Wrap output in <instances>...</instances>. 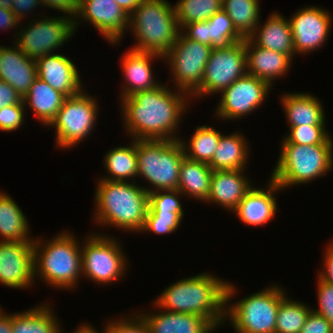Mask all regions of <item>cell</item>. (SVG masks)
<instances>
[{"label": "cell", "mask_w": 333, "mask_h": 333, "mask_svg": "<svg viewBox=\"0 0 333 333\" xmlns=\"http://www.w3.org/2000/svg\"><path fill=\"white\" fill-rule=\"evenodd\" d=\"M20 22L11 10L0 6V30L14 29Z\"/></svg>", "instance_id": "f907efd6"}, {"label": "cell", "mask_w": 333, "mask_h": 333, "mask_svg": "<svg viewBox=\"0 0 333 333\" xmlns=\"http://www.w3.org/2000/svg\"><path fill=\"white\" fill-rule=\"evenodd\" d=\"M264 188L253 186L240 201L233 214L248 226H265L277 213L276 194L282 188L271 178Z\"/></svg>", "instance_id": "d6986e66"}, {"label": "cell", "mask_w": 333, "mask_h": 333, "mask_svg": "<svg viewBox=\"0 0 333 333\" xmlns=\"http://www.w3.org/2000/svg\"><path fill=\"white\" fill-rule=\"evenodd\" d=\"M42 239L36 237L33 243L35 281L40 278L63 291L77 287L82 277V244L66 230L52 239Z\"/></svg>", "instance_id": "277c9868"}, {"label": "cell", "mask_w": 333, "mask_h": 333, "mask_svg": "<svg viewBox=\"0 0 333 333\" xmlns=\"http://www.w3.org/2000/svg\"><path fill=\"white\" fill-rule=\"evenodd\" d=\"M83 89L69 96L47 127L55 128V142L59 149H70L79 145L95 128L99 116L98 102ZM87 92V93H86Z\"/></svg>", "instance_id": "30bf717a"}, {"label": "cell", "mask_w": 333, "mask_h": 333, "mask_svg": "<svg viewBox=\"0 0 333 333\" xmlns=\"http://www.w3.org/2000/svg\"><path fill=\"white\" fill-rule=\"evenodd\" d=\"M27 22V26L20 23L17 27L14 43L31 59L56 53L59 47L68 43L69 38L75 35L74 19L65 16H43ZM20 28V29H19ZM22 28V29H21ZM20 30V31H19ZM16 40V41H15Z\"/></svg>", "instance_id": "8fae6325"}, {"label": "cell", "mask_w": 333, "mask_h": 333, "mask_svg": "<svg viewBox=\"0 0 333 333\" xmlns=\"http://www.w3.org/2000/svg\"><path fill=\"white\" fill-rule=\"evenodd\" d=\"M93 327L94 326H92L91 323L90 324L84 323L78 326L76 330L74 329V332L72 333H101V331L98 332V330ZM60 333H63L62 329L60 330Z\"/></svg>", "instance_id": "db71d44e"}, {"label": "cell", "mask_w": 333, "mask_h": 333, "mask_svg": "<svg viewBox=\"0 0 333 333\" xmlns=\"http://www.w3.org/2000/svg\"><path fill=\"white\" fill-rule=\"evenodd\" d=\"M80 18L83 22H90L114 46L123 39L125 31H130L129 14L115 0H79L77 14L73 18L75 32L81 24Z\"/></svg>", "instance_id": "9a60e30c"}, {"label": "cell", "mask_w": 333, "mask_h": 333, "mask_svg": "<svg viewBox=\"0 0 333 333\" xmlns=\"http://www.w3.org/2000/svg\"><path fill=\"white\" fill-rule=\"evenodd\" d=\"M140 315L147 322L151 333H212L216 329L202 316L165 311L144 312Z\"/></svg>", "instance_id": "cb8c5ba5"}, {"label": "cell", "mask_w": 333, "mask_h": 333, "mask_svg": "<svg viewBox=\"0 0 333 333\" xmlns=\"http://www.w3.org/2000/svg\"><path fill=\"white\" fill-rule=\"evenodd\" d=\"M22 101L21 96L8 83L0 80V109L11 105L19 104Z\"/></svg>", "instance_id": "681fc988"}, {"label": "cell", "mask_w": 333, "mask_h": 333, "mask_svg": "<svg viewBox=\"0 0 333 333\" xmlns=\"http://www.w3.org/2000/svg\"><path fill=\"white\" fill-rule=\"evenodd\" d=\"M130 182L98 179L94 193V222L125 232H141L149 208V193Z\"/></svg>", "instance_id": "3957f363"}, {"label": "cell", "mask_w": 333, "mask_h": 333, "mask_svg": "<svg viewBox=\"0 0 333 333\" xmlns=\"http://www.w3.org/2000/svg\"><path fill=\"white\" fill-rule=\"evenodd\" d=\"M30 224L8 193L0 191V237L1 241H30Z\"/></svg>", "instance_id": "1f68e13d"}, {"label": "cell", "mask_w": 333, "mask_h": 333, "mask_svg": "<svg viewBox=\"0 0 333 333\" xmlns=\"http://www.w3.org/2000/svg\"><path fill=\"white\" fill-rule=\"evenodd\" d=\"M49 303L12 313V333H60L61 325Z\"/></svg>", "instance_id": "f546056e"}, {"label": "cell", "mask_w": 333, "mask_h": 333, "mask_svg": "<svg viewBox=\"0 0 333 333\" xmlns=\"http://www.w3.org/2000/svg\"><path fill=\"white\" fill-rule=\"evenodd\" d=\"M279 12H272L261 25V20L249 39L256 45L268 50H273L294 59L295 49L290 22Z\"/></svg>", "instance_id": "d4e9b609"}, {"label": "cell", "mask_w": 333, "mask_h": 333, "mask_svg": "<svg viewBox=\"0 0 333 333\" xmlns=\"http://www.w3.org/2000/svg\"><path fill=\"white\" fill-rule=\"evenodd\" d=\"M130 316L109 320L102 331L104 333H151L147 322L140 314L135 313Z\"/></svg>", "instance_id": "60d3db41"}, {"label": "cell", "mask_w": 333, "mask_h": 333, "mask_svg": "<svg viewBox=\"0 0 333 333\" xmlns=\"http://www.w3.org/2000/svg\"><path fill=\"white\" fill-rule=\"evenodd\" d=\"M323 259V267L318 271V278L333 286V240L327 244Z\"/></svg>", "instance_id": "7dc6e473"}, {"label": "cell", "mask_w": 333, "mask_h": 333, "mask_svg": "<svg viewBox=\"0 0 333 333\" xmlns=\"http://www.w3.org/2000/svg\"><path fill=\"white\" fill-rule=\"evenodd\" d=\"M104 168L107 171L106 176L100 179L109 181L130 182L132 179L137 178L138 162L136 154V140L132 139L129 146H118L110 149L104 154L103 160Z\"/></svg>", "instance_id": "4dcf8cb0"}, {"label": "cell", "mask_w": 333, "mask_h": 333, "mask_svg": "<svg viewBox=\"0 0 333 333\" xmlns=\"http://www.w3.org/2000/svg\"><path fill=\"white\" fill-rule=\"evenodd\" d=\"M43 6L49 7L54 10H59L60 13H65L64 15L74 18L77 14L79 0H41Z\"/></svg>", "instance_id": "bcb514c9"}, {"label": "cell", "mask_w": 333, "mask_h": 333, "mask_svg": "<svg viewBox=\"0 0 333 333\" xmlns=\"http://www.w3.org/2000/svg\"><path fill=\"white\" fill-rule=\"evenodd\" d=\"M289 133L283 137L282 143L297 145L333 144L326 125L288 126Z\"/></svg>", "instance_id": "74e56055"}, {"label": "cell", "mask_w": 333, "mask_h": 333, "mask_svg": "<svg viewBox=\"0 0 333 333\" xmlns=\"http://www.w3.org/2000/svg\"><path fill=\"white\" fill-rule=\"evenodd\" d=\"M227 282L207 272L182 278L167 286L153 307L202 316L217 329L226 324Z\"/></svg>", "instance_id": "7a4b0ae2"}, {"label": "cell", "mask_w": 333, "mask_h": 333, "mask_svg": "<svg viewBox=\"0 0 333 333\" xmlns=\"http://www.w3.org/2000/svg\"><path fill=\"white\" fill-rule=\"evenodd\" d=\"M247 73L267 81L273 86L274 80L287 75L293 59L286 54L256 46L249 38L244 39Z\"/></svg>", "instance_id": "603a6c76"}, {"label": "cell", "mask_w": 333, "mask_h": 333, "mask_svg": "<svg viewBox=\"0 0 333 333\" xmlns=\"http://www.w3.org/2000/svg\"><path fill=\"white\" fill-rule=\"evenodd\" d=\"M271 179L282 191L306 184L333 170V144L297 145L281 143Z\"/></svg>", "instance_id": "52a82bcc"}, {"label": "cell", "mask_w": 333, "mask_h": 333, "mask_svg": "<svg viewBox=\"0 0 333 333\" xmlns=\"http://www.w3.org/2000/svg\"><path fill=\"white\" fill-rule=\"evenodd\" d=\"M183 194L177 190H159L149 193V209L152 212L184 213L180 197Z\"/></svg>", "instance_id": "ab89813d"}, {"label": "cell", "mask_w": 333, "mask_h": 333, "mask_svg": "<svg viewBox=\"0 0 333 333\" xmlns=\"http://www.w3.org/2000/svg\"><path fill=\"white\" fill-rule=\"evenodd\" d=\"M66 98L65 94L37 77L22 100L25 107L32 109L34 117L38 118L42 125L48 126Z\"/></svg>", "instance_id": "4316f807"}, {"label": "cell", "mask_w": 333, "mask_h": 333, "mask_svg": "<svg viewBox=\"0 0 333 333\" xmlns=\"http://www.w3.org/2000/svg\"><path fill=\"white\" fill-rule=\"evenodd\" d=\"M181 33L189 40L210 46L209 21H197L186 24Z\"/></svg>", "instance_id": "ee69618b"}, {"label": "cell", "mask_w": 333, "mask_h": 333, "mask_svg": "<svg viewBox=\"0 0 333 333\" xmlns=\"http://www.w3.org/2000/svg\"><path fill=\"white\" fill-rule=\"evenodd\" d=\"M222 133L212 126H197L193 135L187 141L180 138L185 157L198 162L209 163L218 147Z\"/></svg>", "instance_id": "836d02e7"}, {"label": "cell", "mask_w": 333, "mask_h": 333, "mask_svg": "<svg viewBox=\"0 0 333 333\" xmlns=\"http://www.w3.org/2000/svg\"><path fill=\"white\" fill-rule=\"evenodd\" d=\"M212 174L213 170L207 163L185 157L180 166L177 190L189 198L192 197L204 203L209 197Z\"/></svg>", "instance_id": "f1b7e54d"}, {"label": "cell", "mask_w": 333, "mask_h": 333, "mask_svg": "<svg viewBox=\"0 0 333 333\" xmlns=\"http://www.w3.org/2000/svg\"><path fill=\"white\" fill-rule=\"evenodd\" d=\"M288 20L296 55L310 54L322 47L332 27L331 13L316 5L300 8Z\"/></svg>", "instance_id": "2e32d148"}, {"label": "cell", "mask_w": 333, "mask_h": 333, "mask_svg": "<svg viewBox=\"0 0 333 333\" xmlns=\"http://www.w3.org/2000/svg\"><path fill=\"white\" fill-rule=\"evenodd\" d=\"M34 240H0V283L15 289L30 288L34 279ZM30 286V287H29Z\"/></svg>", "instance_id": "e0dca14e"}, {"label": "cell", "mask_w": 333, "mask_h": 333, "mask_svg": "<svg viewBox=\"0 0 333 333\" xmlns=\"http://www.w3.org/2000/svg\"><path fill=\"white\" fill-rule=\"evenodd\" d=\"M271 87L267 81L246 73L221 92L215 118L235 121L250 115L260 108L272 90Z\"/></svg>", "instance_id": "5bb4252c"}, {"label": "cell", "mask_w": 333, "mask_h": 333, "mask_svg": "<svg viewBox=\"0 0 333 333\" xmlns=\"http://www.w3.org/2000/svg\"><path fill=\"white\" fill-rule=\"evenodd\" d=\"M14 0H0V6L4 9L11 10Z\"/></svg>", "instance_id": "11a10c76"}, {"label": "cell", "mask_w": 333, "mask_h": 333, "mask_svg": "<svg viewBox=\"0 0 333 333\" xmlns=\"http://www.w3.org/2000/svg\"><path fill=\"white\" fill-rule=\"evenodd\" d=\"M87 235L81 246L83 278L100 285L123 279L129 261L119 240L104 233Z\"/></svg>", "instance_id": "9c48e42d"}, {"label": "cell", "mask_w": 333, "mask_h": 333, "mask_svg": "<svg viewBox=\"0 0 333 333\" xmlns=\"http://www.w3.org/2000/svg\"><path fill=\"white\" fill-rule=\"evenodd\" d=\"M280 97L288 126L326 125L322 102L310 93H287Z\"/></svg>", "instance_id": "484cf974"}, {"label": "cell", "mask_w": 333, "mask_h": 333, "mask_svg": "<svg viewBox=\"0 0 333 333\" xmlns=\"http://www.w3.org/2000/svg\"><path fill=\"white\" fill-rule=\"evenodd\" d=\"M244 173L245 170L213 171L206 203L212 205L214 203L218 207L222 206L225 210L233 212L253 187L252 181Z\"/></svg>", "instance_id": "7402d4cb"}, {"label": "cell", "mask_w": 333, "mask_h": 333, "mask_svg": "<svg viewBox=\"0 0 333 333\" xmlns=\"http://www.w3.org/2000/svg\"><path fill=\"white\" fill-rule=\"evenodd\" d=\"M300 333H333V326L324 316L311 311Z\"/></svg>", "instance_id": "f6af8a7d"}, {"label": "cell", "mask_w": 333, "mask_h": 333, "mask_svg": "<svg viewBox=\"0 0 333 333\" xmlns=\"http://www.w3.org/2000/svg\"><path fill=\"white\" fill-rule=\"evenodd\" d=\"M162 82L151 90L120 98L123 127L130 140H179L176 135L191 96ZM176 91V92H175ZM189 99V100H188ZM189 101V102H188Z\"/></svg>", "instance_id": "6da1fadb"}, {"label": "cell", "mask_w": 333, "mask_h": 333, "mask_svg": "<svg viewBox=\"0 0 333 333\" xmlns=\"http://www.w3.org/2000/svg\"><path fill=\"white\" fill-rule=\"evenodd\" d=\"M38 6L42 8L43 4L41 0H14L11 11L22 22L23 18L27 17L28 13H32V10Z\"/></svg>", "instance_id": "c3c4849f"}, {"label": "cell", "mask_w": 333, "mask_h": 333, "mask_svg": "<svg viewBox=\"0 0 333 333\" xmlns=\"http://www.w3.org/2000/svg\"><path fill=\"white\" fill-rule=\"evenodd\" d=\"M164 61V58L154 53L135 51L131 48L121 58V72L124 82L121 88V98L129 97L136 92L151 90L159 86L154 77L152 61L156 59ZM155 78V79H154Z\"/></svg>", "instance_id": "ffe728a7"}, {"label": "cell", "mask_w": 333, "mask_h": 333, "mask_svg": "<svg viewBox=\"0 0 333 333\" xmlns=\"http://www.w3.org/2000/svg\"><path fill=\"white\" fill-rule=\"evenodd\" d=\"M237 290L234 283L227 282L225 320L231 321L235 332L275 333L277 311L280 302L287 296L285 290L273 284L237 302H231Z\"/></svg>", "instance_id": "8992f818"}, {"label": "cell", "mask_w": 333, "mask_h": 333, "mask_svg": "<svg viewBox=\"0 0 333 333\" xmlns=\"http://www.w3.org/2000/svg\"><path fill=\"white\" fill-rule=\"evenodd\" d=\"M37 77L34 59L26 56L15 43L11 47L0 45V80L8 83L23 98Z\"/></svg>", "instance_id": "44dd1931"}, {"label": "cell", "mask_w": 333, "mask_h": 333, "mask_svg": "<svg viewBox=\"0 0 333 333\" xmlns=\"http://www.w3.org/2000/svg\"><path fill=\"white\" fill-rule=\"evenodd\" d=\"M128 29L136 41L131 49L162 57L181 32L174 5L166 0H142L129 15Z\"/></svg>", "instance_id": "5b68a950"}, {"label": "cell", "mask_w": 333, "mask_h": 333, "mask_svg": "<svg viewBox=\"0 0 333 333\" xmlns=\"http://www.w3.org/2000/svg\"><path fill=\"white\" fill-rule=\"evenodd\" d=\"M247 73L244 40L225 48L212 49L204 68L201 85L190 95L201 99L221 93Z\"/></svg>", "instance_id": "4fadbf2b"}, {"label": "cell", "mask_w": 333, "mask_h": 333, "mask_svg": "<svg viewBox=\"0 0 333 333\" xmlns=\"http://www.w3.org/2000/svg\"><path fill=\"white\" fill-rule=\"evenodd\" d=\"M0 333H12V314L5 313L0 305Z\"/></svg>", "instance_id": "816d5d0a"}, {"label": "cell", "mask_w": 333, "mask_h": 333, "mask_svg": "<svg viewBox=\"0 0 333 333\" xmlns=\"http://www.w3.org/2000/svg\"><path fill=\"white\" fill-rule=\"evenodd\" d=\"M138 177L148 180V193L177 189L185 158L180 140H136Z\"/></svg>", "instance_id": "ba28073f"}, {"label": "cell", "mask_w": 333, "mask_h": 333, "mask_svg": "<svg viewBox=\"0 0 333 333\" xmlns=\"http://www.w3.org/2000/svg\"><path fill=\"white\" fill-rule=\"evenodd\" d=\"M208 21L212 49L225 48L244 40L223 9L216 12Z\"/></svg>", "instance_id": "8d00e7d4"}, {"label": "cell", "mask_w": 333, "mask_h": 333, "mask_svg": "<svg viewBox=\"0 0 333 333\" xmlns=\"http://www.w3.org/2000/svg\"><path fill=\"white\" fill-rule=\"evenodd\" d=\"M38 78L67 97L83 90L79 71L70 58L61 53L47 54L36 60Z\"/></svg>", "instance_id": "ac0fdd59"}, {"label": "cell", "mask_w": 333, "mask_h": 333, "mask_svg": "<svg viewBox=\"0 0 333 333\" xmlns=\"http://www.w3.org/2000/svg\"><path fill=\"white\" fill-rule=\"evenodd\" d=\"M184 213L152 212L149 208L141 233L163 235L174 233L182 224Z\"/></svg>", "instance_id": "f35d334b"}, {"label": "cell", "mask_w": 333, "mask_h": 333, "mask_svg": "<svg viewBox=\"0 0 333 333\" xmlns=\"http://www.w3.org/2000/svg\"><path fill=\"white\" fill-rule=\"evenodd\" d=\"M25 106L23 100L19 104H11L0 109V131H16L24 124Z\"/></svg>", "instance_id": "b9f144b4"}, {"label": "cell", "mask_w": 333, "mask_h": 333, "mask_svg": "<svg viewBox=\"0 0 333 333\" xmlns=\"http://www.w3.org/2000/svg\"><path fill=\"white\" fill-rule=\"evenodd\" d=\"M178 26L209 20L222 9V0H179L174 5Z\"/></svg>", "instance_id": "d590c367"}, {"label": "cell", "mask_w": 333, "mask_h": 333, "mask_svg": "<svg viewBox=\"0 0 333 333\" xmlns=\"http://www.w3.org/2000/svg\"><path fill=\"white\" fill-rule=\"evenodd\" d=\"M118 5L129 15L135 10L142 0H115Z\"/></svg>", "instance_id": "f5cc1de1"}, {"label": "cell", "mask_w": 333, "mask_h": 333, "mask_svg": "<svg viewBox=\"0 0 333 333\" xmlns=\"http://www.w3.org/2000/svg\"><path fill=\"white\" fill-rule=\"evenodd\" d=\"M311 311L304 302L286 296L277 311L275 333H300Z\"/></svg>", "instance_id": "e575fe53"}, {"label": "cell", "mask_w": 333, "mask_h": 333, "mask_svg": "<svg viewBox=\"0 0 333 333\" xmlns=\"http://www.w3.org/2000/svg\"><path fill=\"white\" fill-rule=\"evenodd\" d=\"M317 301L318 308L313 312L324 316L333 326V286L317 278Z\"/></svg>", "instance_id": "7bdbcfd3"}, {"label": "cell", "mask_w": 333, "mask_h": 333, "mask_svg": "<svg viewBox=\"0 0 333 333\" xmlns=\"http://www.w3.org/2000/svg\"><path fill=\"white\" fill-rule=\"evenodd\" d=\"M239 132L222 134L212 160L208 163L213 170H245L249 161L250 148Z\"/></svg>", "instance_id": "83f0119b"}, {"label": "cell", "mask_w": 333, "mask_h": 333, "mask_svg": "<svg viewBox=\"0 0 333 333\" xmlns=\"http://www.w3.org/2000/svg\"><path fill=\"white\" fill-rule=\"evenodd\" d=\"M222 9L244 39L254 33L260 22L259 0H222Z\"/></svg>", "instance_id": "d6a6232c"}, {"label": "cell", "mask_w": 333, "mask_h": 333, "mask_svg": "<svg viewBox=\"0 0 333 333\" xmlns=\"http://www.w3.org/2000/svg\"><path fill=\"white\" fill-rule=\"evenodd\" d=\"M211 51L210 46L189 40L180 32L163 57L172 73L173 86L191 95L201 85Z\"/></svg>", "instance_id": "7c38bea8"}]
</instances>
